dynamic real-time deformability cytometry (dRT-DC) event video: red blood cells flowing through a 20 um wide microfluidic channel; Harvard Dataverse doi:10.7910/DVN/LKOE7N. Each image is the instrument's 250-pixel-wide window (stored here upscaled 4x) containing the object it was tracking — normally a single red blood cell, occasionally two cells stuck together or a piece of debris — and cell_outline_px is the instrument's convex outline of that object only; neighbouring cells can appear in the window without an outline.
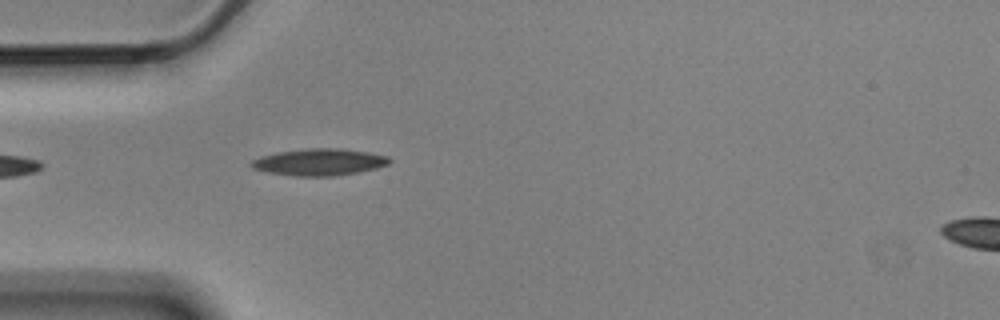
{"species": "Egyptian fruit bat (a non-hibernating species)", "species_latin": "Rousettus aegyptiacus", "temperature_condition": "cold", "stored_images_in_passage": 4, "camera_frame_rate_fps": 3000, "um_per_image_px": 0.085, "animal": {"sex": "male"}, "frame": {"image": 1, "passage_image": 4, "time_ms": 1.0, "image_size_px": [1000, 320], "cell_outline_px": [[392, 160], [388, 164], [376, 168], [356, 172], [332, 176], [296, 176], [268, 172], [252, 168], [248, 164], [252, 160], [260, 156], [276, 152], [308, 148], [340, 148], [368, 152], [388, 156]], "centroid_in_image_um": [27.11, 13.77], "position_along_channel_um": 57.9, "area_um2": 21.56}}